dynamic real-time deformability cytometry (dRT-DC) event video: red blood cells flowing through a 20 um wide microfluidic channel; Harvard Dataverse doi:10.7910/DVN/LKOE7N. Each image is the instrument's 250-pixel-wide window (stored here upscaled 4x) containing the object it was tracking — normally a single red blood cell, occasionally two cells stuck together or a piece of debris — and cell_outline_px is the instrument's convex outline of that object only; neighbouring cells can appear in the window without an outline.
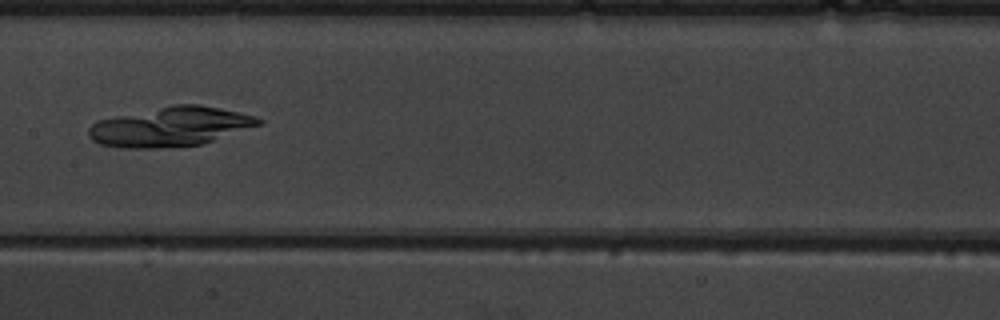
{"species": "common noctule bat (a hibernating species)", "species_latin": "Nyctalus noctula", "temperature_condition": "warm", "stored_images_in_passage": 8, "camera_frame_rate_fps": 3000, "um_per_image_px": 0.085, "animal": {"sex": "male", "body_mass_g": 19.5, "forearm_length_mm": 54.6}, "frame": {"image": 1, "passage_image": 8, "time_ms": 11.0, "image_size_px": [1000, 320], "cell_outline_px": [[264, 120], [260, 124], [200, 144], [160, 148], [124, 148], [100, 144], [92, 140], [88, 136], [88, 128], [96, 120], [172, 104], [200, 104], [220, 108], [256, 116]], "centroid_in_image_um": [14.43, 10.76], "position_along_channel_um": 193.0, "area_um2": 38.84}}